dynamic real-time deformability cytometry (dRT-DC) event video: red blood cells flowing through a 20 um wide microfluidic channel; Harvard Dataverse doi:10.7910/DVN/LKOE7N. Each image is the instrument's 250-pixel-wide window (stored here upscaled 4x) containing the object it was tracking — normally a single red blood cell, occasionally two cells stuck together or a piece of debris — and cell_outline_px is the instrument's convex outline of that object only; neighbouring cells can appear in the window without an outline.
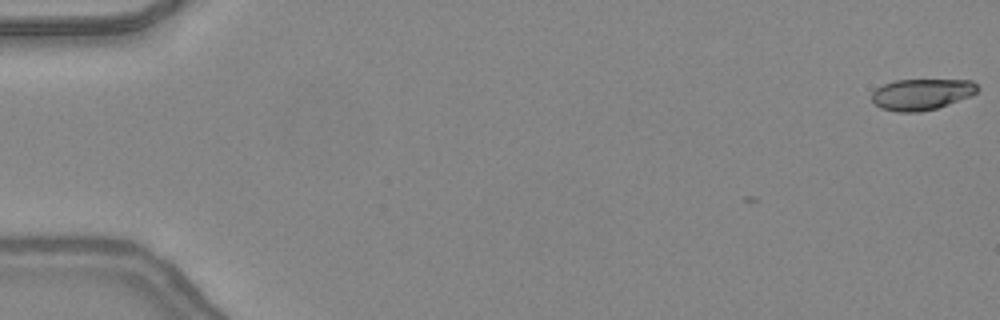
{"species": "common noctule bat (a hibernating species)", "species_latin": "Nyctalus noctula", "temperature_condition": "warm", "stored_images_in_passage": 5, "camera_frame_rate_fps": 3000, "um_per_image_px": 0.085, "animal": {"sex": "female", "body_mass_g": 24.6, "forearm_length_mm": 56.2}, "frame": {"image": 1, "passage_image": 1, "time_ms": 0.0, "image_size_px": [1000, 320], "cell_outline_px": [[980, 88], [976, 92], [968, 96], [936, 108], [920, 112], [896, 112], [880, 108], [872, 100], [872, 92], [876, 88], [884, 84], [896, 80], [972, 80]], "centroid_in_image_um": [78.3, 8.01], "position_along_channel_um": 6.7, "area_um2": 19.02}}